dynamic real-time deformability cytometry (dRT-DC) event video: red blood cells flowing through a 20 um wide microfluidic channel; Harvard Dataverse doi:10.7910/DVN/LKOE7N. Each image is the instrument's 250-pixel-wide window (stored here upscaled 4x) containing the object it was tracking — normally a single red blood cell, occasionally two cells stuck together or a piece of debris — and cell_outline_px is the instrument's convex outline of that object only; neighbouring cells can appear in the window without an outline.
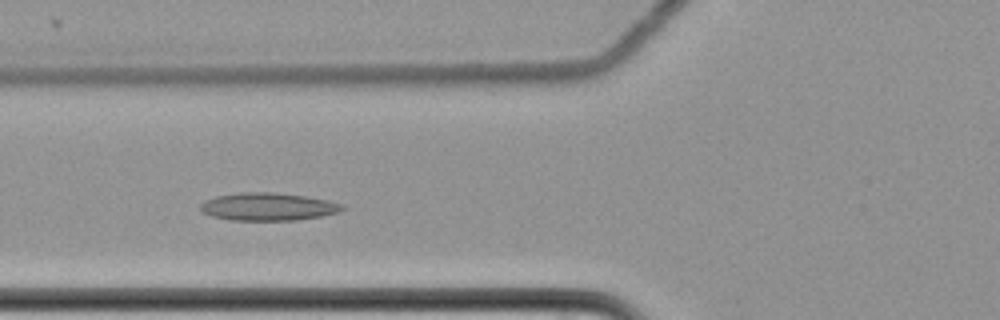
{"species": "common noctule bat (a hibernating species)", "species_latin": "Nyctalus noctula", "temperature_condition": "cold", "stored_images_in_passage": 4, "camera_frame_rate_fps": 3000, "um_per_image_px": 0.085, "animal": {"sex": "female", "body_mass_g": 22.7, "forearm_length_mm": 54.2}, "frame": {"image": 1, "passage_image": 3, "time_ms": 0.667, "image_size_px": [1000, 320], "cell_outline_px": [[344, 208], [340, 212], [320, 216], [296, 220], [232, 220], [212, 216], [200, 212], [200, 204], [204, 200], [216, 196], [244, 192], [272, 192], [304, 196], [328, 200], [340, 204]], "centroid_in_image_um": [22.74, 17.57], "position_along_channel_um": 103.1, "area_um2": 22.83}}
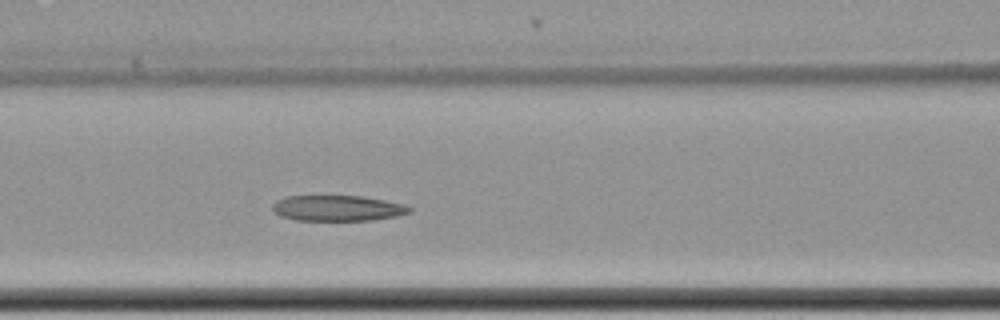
{"frame": {"image": 2, "passage_image": 4, "time_ms": 1.0, "image_size_px": [1000, 320], "cell_outline_px": [[412, 212], [396, 216], [372, 220], [296, 220], [280, 216], [272, 208], [272, 204], [276, 200], [288, 196], [360, 196], [384, 200], [404, 204], [412, 208]], "centroid_in_image_um": [28.7, 17.69], "position_along_channel_um": 137.9, "area_um2": 20.4}}